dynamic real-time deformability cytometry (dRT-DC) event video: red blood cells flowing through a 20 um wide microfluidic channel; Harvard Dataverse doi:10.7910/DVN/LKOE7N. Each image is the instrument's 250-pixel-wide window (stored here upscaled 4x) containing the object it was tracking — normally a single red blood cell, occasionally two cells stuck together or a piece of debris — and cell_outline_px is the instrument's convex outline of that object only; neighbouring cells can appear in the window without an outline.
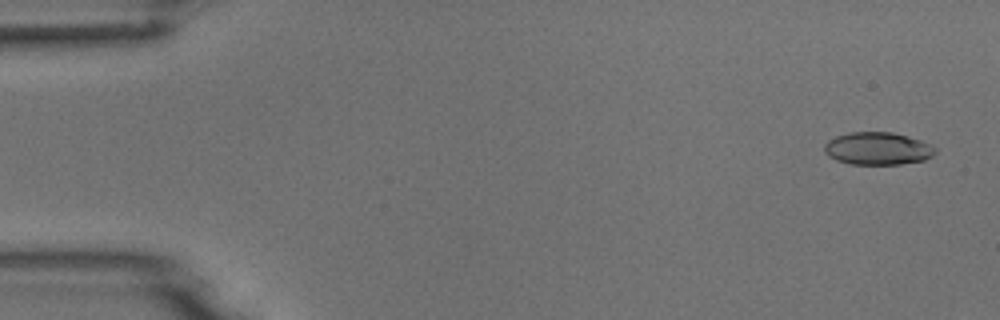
{"species": "common noctule bat (a hibernating species)", "species_latin": "Nyctalus noctula", "temperature_condition": "room temperature", "stored_images_in_passage": 3, "camera_frame_rate_fps": 3000, "um_per_image_px": 0.085, "animal": {"sex": "male", "body_mass_g": 18.8}, "frame": {"image": 1, "passage_image": 1, "time_ms": 0.0, "image_size_px": [1000, 320], "cell_outline_px": [[936, 152], [932, 156], [924, 160], [900, 164], [852, 164], [836, 160], [828, 156], [824, 152], [824, 144], [828, 140], [836, 136], [848, 132], [892, 132], [908, 136], [920, 140], [936, 148]], "centroid_in_image_um": [74.58, 12.62], "position_along_channel_um": 10.4, "area_um2": 21.1}}